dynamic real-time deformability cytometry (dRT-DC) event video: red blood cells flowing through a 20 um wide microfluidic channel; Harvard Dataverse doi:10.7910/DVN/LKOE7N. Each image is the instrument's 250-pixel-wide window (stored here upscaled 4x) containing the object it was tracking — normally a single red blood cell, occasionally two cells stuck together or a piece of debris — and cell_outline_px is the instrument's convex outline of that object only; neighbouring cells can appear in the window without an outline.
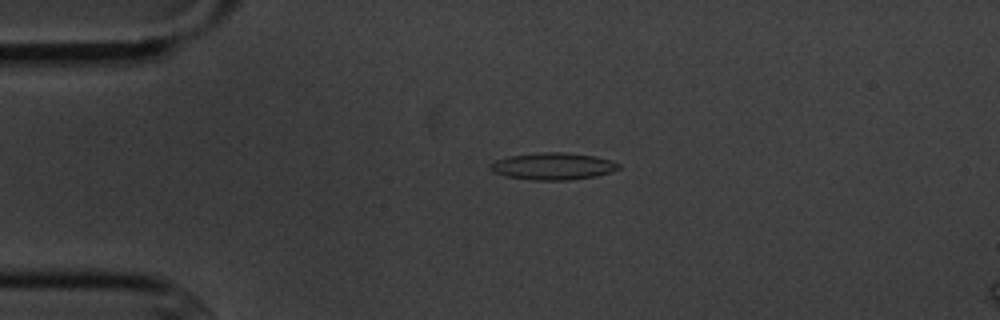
{"species": "common noctule bat (a hibernating species)", "species_latin": "Nyctalus noctula", "temperature_condition": "cold", "stored_images_in_passage": 5, "camera_frame_rate_fps": 3000, "um_per_image_px": 0.085, "animal": {"sex": "male", "body_mass_g": 20.1, "forearm_length_mm": 53.5}, "frame": {"image": 1, "passage_image": 3, "time_ms": 2.333, "image_size_px": [1000, 320], "cell_outline_px": [[620, 168], [596, 176], [568, 180], [532, 180], [504, 176], [492, 172], [488, 168], [496, 160], [508, 156], [540, 152], [564, 152], [596, 156], [612, 160], [620, 164]], "centroid_in_image_um": [46.98, 14.13], "position_along_channel_um": 38.0, "area_um2": 20.29}}